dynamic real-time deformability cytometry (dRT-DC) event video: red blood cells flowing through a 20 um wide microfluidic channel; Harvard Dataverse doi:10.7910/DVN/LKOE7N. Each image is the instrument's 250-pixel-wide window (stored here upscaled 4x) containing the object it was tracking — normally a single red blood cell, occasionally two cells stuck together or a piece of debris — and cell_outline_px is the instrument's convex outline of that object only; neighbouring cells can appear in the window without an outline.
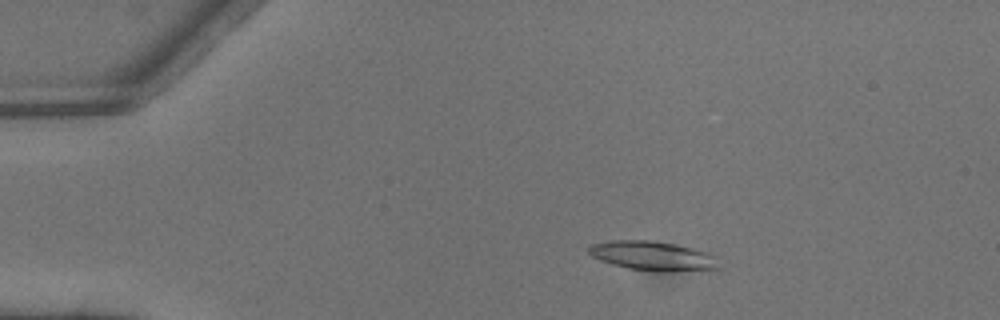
{"species": "common noctule bat (a hibernating species)", "species_latin": "Nyctalus noctula", "temperature_condition": "warm", "stored_images_in_passage": 5, "camera_frame_rate_fps": 3000, "um_per_image_px": 0.085, "animal": {"sex": "male", "body_mass_g": 13.3}, "frame": {"image": 1, "passage_image": 3, "time_ms": 0.667, "image_size_px": [1000, 320], "cell_outline_px": [[720, 268], [672, 272], [668, 272], [628, 268], [612, 264], [600, 260], [592, 256], [588, 252], [588, 248], [592, 244], [612, 240], [648, 240], [672, 244], [692, 248], [716, 256]], "centroid_in_image_um": [55.47, 21.75], "position_along_channel_um": 29.5, "area_um2": 21.96}}
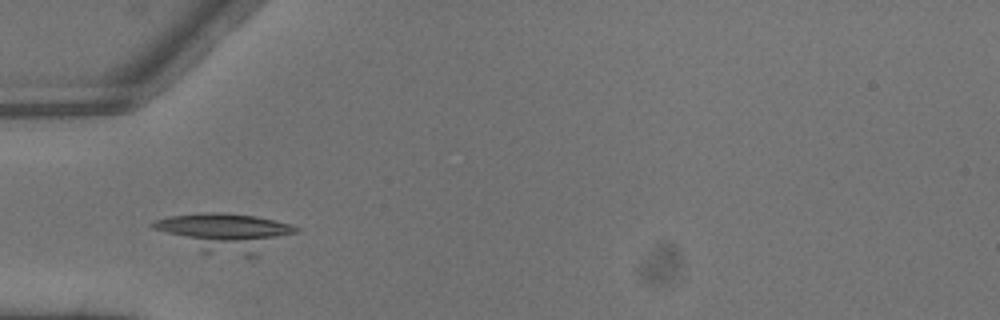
{"frame": {"image": 2, "passage_image": 4, "time_ms": 1.0, "image_size_px": [1000, 320], "cell_outline_px": [[300, 232], [256, 260], [252, 260], [200, 252], [152, 228], [148, 224], [156, 220], [172, 216], [200, 212], [224, 212], [256, 216], [288, 224], [300, 228]], "centroid_in_image_um": [19.26, 19.83], "position_along_channel_um": 65.7, "area_um2": 33.64}}
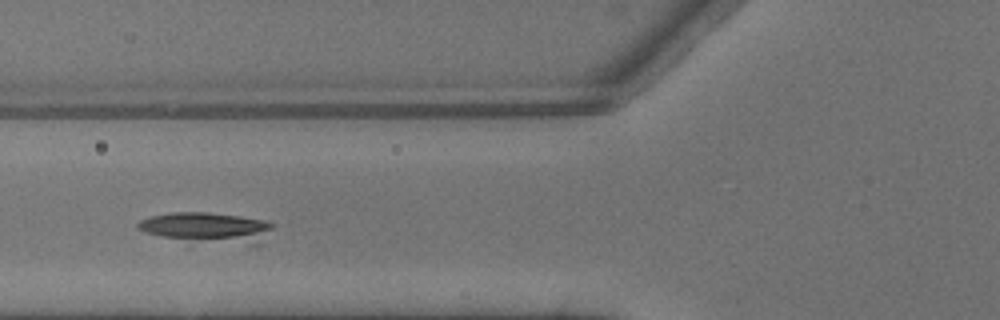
{"frame": {"image": 3, "passage_image": 5, "time_ms": 1.333, "image_size_px": [1000, 320], "cell_outline_px": [[276, 224], [260, 244], [252, 244], [160, 236], [136, 228], [136, 224], [140, 220], [152, 216], [172, 212], [208, 212], [240, 216], [264, 220]], "centroid_in_image_um": [17.65, 19.3], "position_along_channel_um": 108.1, "area_um2": 23.0}}